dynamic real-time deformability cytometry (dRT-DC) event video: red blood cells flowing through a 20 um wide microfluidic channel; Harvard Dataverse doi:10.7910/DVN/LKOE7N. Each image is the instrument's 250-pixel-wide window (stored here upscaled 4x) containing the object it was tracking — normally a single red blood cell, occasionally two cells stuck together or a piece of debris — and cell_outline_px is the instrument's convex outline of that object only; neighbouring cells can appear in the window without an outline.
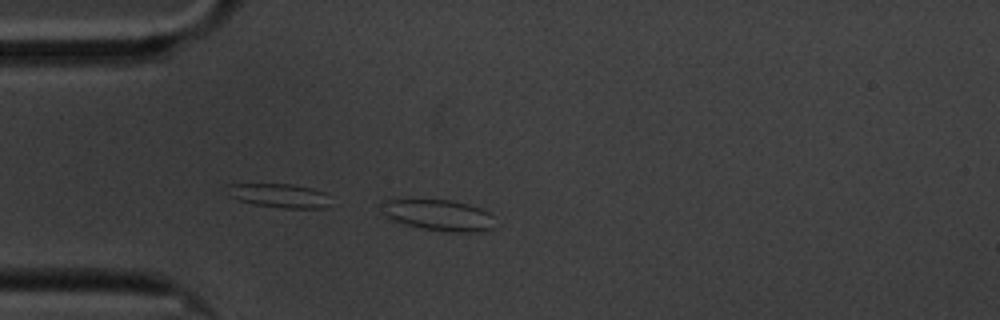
{"species": "common noctule bat (a hibernating species)", "species_latin": "Nyctalus noctula", "temperature_condition": "cold", "stored_images_in_passage": 22, "camera_frame_rate_fps": 3000, "um_per_image_px": 0.085, "animal": {"sex": "male", "body_mass_g": 20.1, "forearm_length_mm": 53.5}, "frame": {"image": 1, "passage_image": 1, "time_ms": 0.0, "image_size_px": [1000, 320], "cell_outline_px": [[492, 228], [484, 232], [452, 232], [424, 228], [392, 220], [384, 212], [384, 200], [392, 196], [452, 200], [468, 204], [480, 208], [488, 212], [492, 216]], "centroid_in_image_um": [37.24, 18.22], "position_along_channel_um": 47.8, "area_um2": 20.92}}
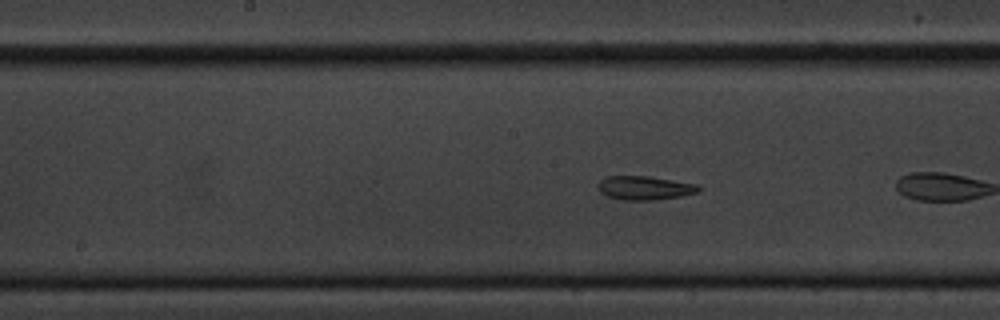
{"frame": {"image": 2, "passage_image": 13, "time_ms": 4.0, "image_size_px": [1000, 320], "cell_outline_px": [[700, 192], [680, 196], [656, 200], [624, 200], [608, 196], [600, 192], [600, 180], [608, 176], [648, 176], [696, 184], [700, 188]], "centroid_in_image_um": [54.83, 15.98], "position_along_channel_um": 193.4, "area_um2": 13.76}}